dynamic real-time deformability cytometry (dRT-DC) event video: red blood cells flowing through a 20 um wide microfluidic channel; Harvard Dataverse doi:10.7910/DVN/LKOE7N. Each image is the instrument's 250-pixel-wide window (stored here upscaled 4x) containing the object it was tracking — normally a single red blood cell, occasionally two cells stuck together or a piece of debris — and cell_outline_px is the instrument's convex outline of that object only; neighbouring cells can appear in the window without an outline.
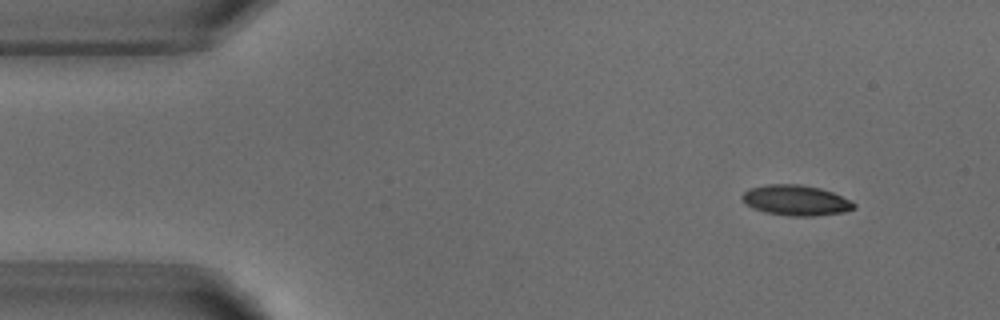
{"species": "common noctule bat (a hibernating species)", "species_latin": "Nyctalus noctula", "temperature_condition": "warm", "stored_images_in_passage": 4, "camera_frame_rate_fps": 3000, "um_per_image_px": 0.085, "animal": {"sex": "male", "body_mass_g": 18.8}, "frame": {"image": 1, "passage_image": 1, "time_ms": 0.0, "image_size_px": [1000, 320], "cell_outline_px": [[856, 208], [844, 212], [816, 216], [788, 216], [764, 212], [752, 208], [744, 204], [740, 196], [748, 188], [768, 184], [800, 184], [820, 188], [832, 192], [852, 200], [856, 204]], "centroid_in_image_um": [67.64, 17.03], "position_along_channel_um": 17.4, "area_um2": 20.17}}